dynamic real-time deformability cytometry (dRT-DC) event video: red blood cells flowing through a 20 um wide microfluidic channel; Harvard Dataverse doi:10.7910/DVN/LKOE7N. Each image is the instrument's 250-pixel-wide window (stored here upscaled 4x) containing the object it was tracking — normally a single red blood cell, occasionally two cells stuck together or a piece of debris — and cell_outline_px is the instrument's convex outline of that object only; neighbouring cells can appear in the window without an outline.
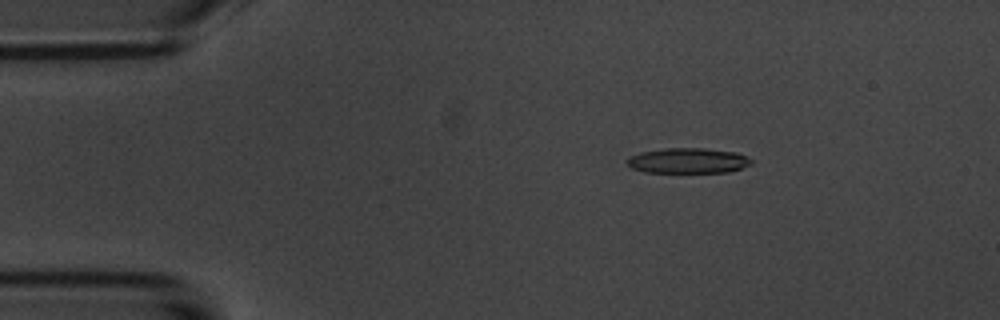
{"species": "common noctule bat (a hibernating species)", "species_latin": "Nyctalus noctula", "temperature_condition": "room temperature", "stored_images_in_passage": 5, "camera_frame_rate_fps": 3000, "um_per_image_px": 0.085, "animal": {"sex": "male", "body_mass_g": 20.1, "forearm_length_mm": 53.5}, "frame": {"image": 1, "passage_image": 3, "time_ms": 2.333, "image_size_px": [1000, 320], "cell_outline_px": [[752, 164], [728, 172], [644, 172], [632, 168], [624, 160], [628, 156], [640, 152], [664, 148], [704, 148], [736, 152], [752, 160]], "centroid_in_image_um": [58.43, 13.65], "position_along_channel_um": 26.6, "area_um2": 18.32}}
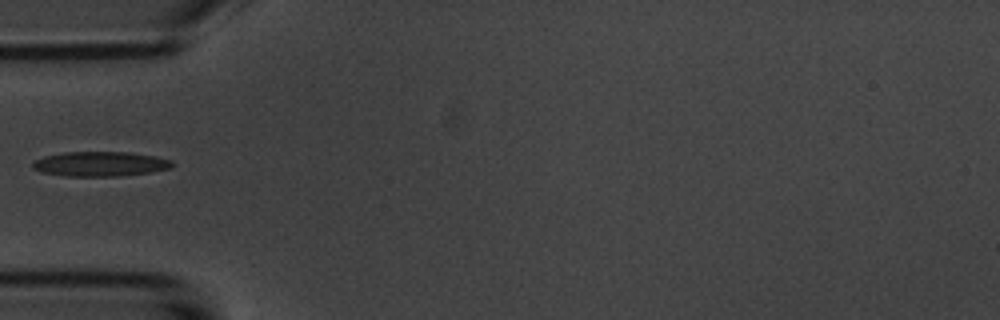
{"frame": {"image": 2, "passage_image": 5, "time_ms": 5.333, "image_size_px": [1000, 320], "cell_outline_px": [[172, 168], [148, 172], [116, 176], [64, 176], [44, 172], [32, 168], [32, 164], [36, 160], [44, 156], [64, 152], [128, 152], [156, 156], [172, 160]], "centroid_in_image_um": [8.52, 13.93], "position_along_channel_um": 76.5, "area_um2": 19.94}}